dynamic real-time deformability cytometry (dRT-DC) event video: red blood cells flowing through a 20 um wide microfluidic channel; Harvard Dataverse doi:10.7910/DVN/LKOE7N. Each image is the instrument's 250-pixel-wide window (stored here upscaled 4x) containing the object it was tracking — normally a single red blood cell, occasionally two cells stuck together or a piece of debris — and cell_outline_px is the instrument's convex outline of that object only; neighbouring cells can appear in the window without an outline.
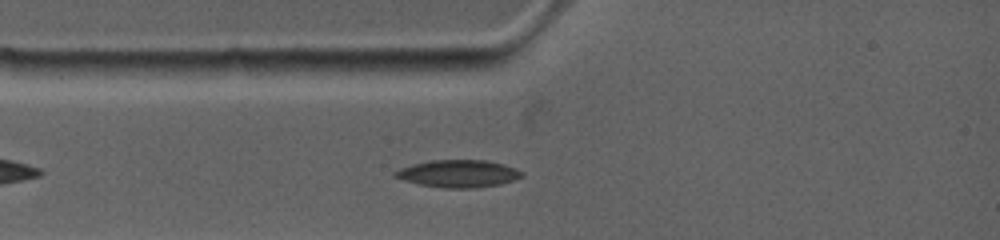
{"species": "common noctule bat (a hibernating species)", "species_latin": "Nyctalus noctula", "temperature_condition": "warm", "stored_images_in_passage": 52, "camera_frame_rate_fps": 4500, "um_per_image_px": 0.085, "animal": {"sex": "female", "body_mass_g": 19.0, "forearm_length_mm": 53.3}, "frame": {"image": 1, "passage_image": 8, "time_ms": 1.556, "image_size_px": [1000, 240], "cell_outline_px": [[524, 176], [500, 184], [476, 188], [444, 188], [420, 184], [404, 180], [392, 176], [392, 172], [400, 168], [412, 164], [432, 160], [484, 160], [504, 164], [516, 168], [524, 172]], "centroid_in_image_um": [38.95, 14.75], "position_along_channel_um": 46.0, "area_um2": 20.29}}
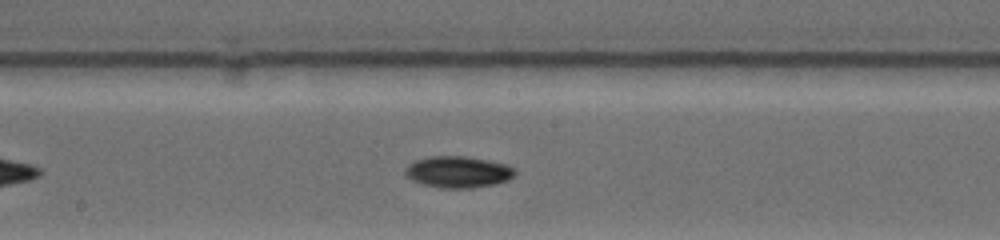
{"frame": {"image": 2, "passage_image": 26, "time_ms": 5.778, "image_size_px": [1000, 240], "cell_outline_px": [[516, 176], [508, 180], [496, 184], [472, 188], [440, 188], [424, 184], [412, 180], [404, 176], [404, 168], [408, 164], [416, 160], [428, 156], [464, 156], [504, 164], [516, 168]], "centroid_in_image_um": [38.92, 14.62], "position_along_channel_um": 209.3, "area_um2": 20.29}}
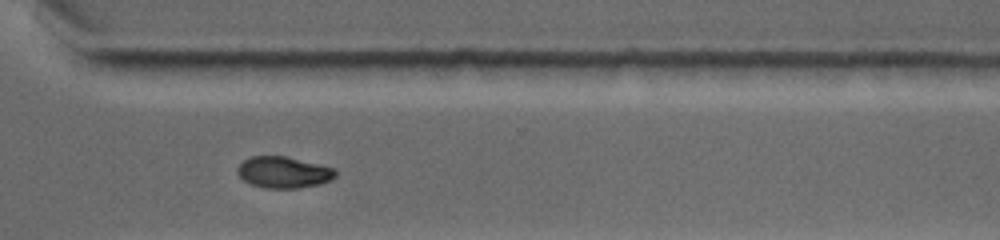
{"frame": {"image": 3, "passage_image": 41, "time_ms": 9.333, "image_size_px": [1000, 240], "cell_outline_px": [[336, 176], [332, 180], [320, 184], [300, 188], [264, 188], [248, 184], [236, 172], [236, 168], [244, 160], [252, 156], [284, 156], [336, 168]], "centroid_in_image_um": [24.1, 14.66], "position_along_channel_um": 346.5, "area_um2": 18.09}, "authors_computed_cell_mechanics": {"area_um2": 19.1896, "velocity_mm_per_s": 3.8562, "shape_relaxation_time_tau1_ms": 7.7559, "shape_relaxation_time_tau2_ms": null, "deformation_change_tau1": 0.1616, "deformation_change_tau2": null}}